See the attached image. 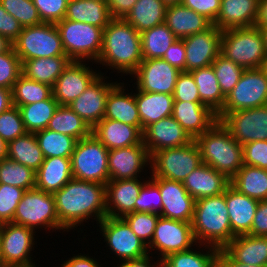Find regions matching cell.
Instances as JSON below:
<instances>
[{
	"instance_id": "33",
	"label": "cell",
	"mask_w": 267,
	"mask_h": 267,
	"mask_svg": "<svg viewBox=\"0 0 267 267\" xmlns=\"http://www.w3.org/2000/svg\"><path fill=\"white\" fill-rule=\"evenodd\" d=\"M135 100L141 120V132L151 123L157 122L173 113V95L150 93L137 90Z\"/></svg>"
},
{
	"instance_id": "29",
	"label": "cell",
	"mask_w": 267,
	"mask_h": 267,
	"mask_svg": "<svg viewBox=\"0 0 267 267\" xmlns=\"http://www.w3.org/2000/svg\"><path fill=\"white\" fill-rule=\"evenodd\" d=\"M164 23L177 39L205 31L213 25L209 19L182 4L167 6Z\"/></svg>"
},
{
	"instance_id": "19",
	"label": "cell",
	"mask_w": 267,
	"mask_h": 267,
	"mask_svg": "<svg viewBox=\"0 0 267 267\" xmlns=\"http://www.w3.org/2000/svg\"><path fill=\"white\" fill-rule=\"evenodd\" d=\"M82 61H70L52 87V95L59 105H69L81 96L99 75Z\"/></svg>"
},
{
	"instance_id": "7",
	"label": "cell",
	"mask_w": 267,
	"mask_h": 267,
	"mask_svg": "<svg viewBox=\"0 0 267 267\" xmlns=\"http://www.w3.org/2000/svg\"><path fill=\"white\" fill-rule=\"evenodd\" d=\"M55 25L66 56L71 61L92 59L97 62L102 49V28L65 18Z\"/></svg>"
},
{
	"instance_id": "68",
	"label": "cell",
	"mask_w": 267,
	"mask_h": 267,
	"mask_svg": "<svg viewBox=\"0 0 267 267\" xmlns=\"http://www.w3.org/2000/svg\"><path fill=\"white\" fill-rule=\"evenodd\" d=\"M8 143L0 137V161L7 158Z\"/></svg>"
},
{
	"instance_id": "71",
	"label": "cell",
	"mask_w": 267,
	"mask_h": 267,
	"mask_svg": "<svg viewBox=\"0 0 267 267\" xmlns=\"http://www.w3.org/2000/svg\"><path fill=\"white\" fill-rule=\"evenodd\" d=\"M261 69L264 71V73L267 75V56L262 64Z\"/></svg>"
},
{
	"instance_id": "35",
	"label": "cell",
	"mask_w": 267,
	"mask_h": 267,
	"mask_svg": "<svg viewBox=\"0 0 267 267\" xmlns=\"http://www.w3.org/2000/svg\"><path fill=\"white\" fill-rule=\"evenodd\" d=\"M71 60L68 57L35 58L22 63V75L51 87Z\"/></svg>"
},
{
	"instance_id": "56",
	"label": "cell",
	"mask_w": 267,
	"mask_h": 267,
	"mask_svg": "<svg viewBox=\"0 0 267 267\" xmlns=\"http://www.w3.org/2000/svg\"><path fill=\"white\" fill-rule=\"evenodd\" d=\"M245 165L267 170V140H257L242 145Z\"/></svg>"
},
{
	"instance_id": "31",
	"label": "cell",
	"mask_w": 267,
	"mask_h": 267,
	"mask_svg": "<svg viewBox=\"0 0 267 267\" xmlns=\"http://www.w3.org/2000/svg\"><path fill=\"white\" fill-rule=\"evenodd\" d=\"M73 178L70 157L44 158L36 171L35 188L54 194Z\"/></svg>"
},
{
	"instance_id": "2",
	"label": "cell",
	"mask_w": 267,
	"mask_h": 267,
	"mask_svg": "<svg viewBox=\"0 0 267 267\" xmlns=\"http://www.w3.org/2000/svg\"><path fill=\"white\" fill-rule=\"evenodd\" d=\"M143 61L140 33L125 19L113 18L103 29L97 63L132 74Z\"/></svg>"
},
{
	"instance_id": "6",
	"label": "cell",
	"mask_w": 267,
	"mask_h": 267,
	"mask_svg": "<svg viewBox=\"0 0 267 267\" xmlns=\"http://www.w3.org/2000/svg\"><path fill=\"white\" fill-rule=\"evenodd\" d=\"M109 150L93 135L77 141L71 154L73 178L106 185Z\"/></svg>"
},
{
	"instance_id": "45",
	"label": "cell",
	"mask_w": 267,
	"mask_h": 267,
	"mask_svg": "<svg viewBox=\"0 0 267 267\" xmlns=\"http://www.w3.org/2000/svg\"><path fill=\"white\" fill-rule=\"evenodd\" d=\"M0 183L27 191L36 186V172L7 157L0 161Z\"/></svg>"
},
{
	"instance_id": "40",
	"label": "cell",
	"mask_w": 267,
	"mask_h": 267,
	"mask_svg": "<svg viewBox=\"0 0 267 267\" xmlns=\"http://www.w3.org/2000/svg\"><path fill=\"white\" fill-rule=\"evenodd\" d=\"M47 129L69 135L77 141L92 134V128L67 105H59Z\"/></svg>"
},
{
	"instance_id": "17",
	"label": "cell",
	"mask_w": 267,
	"mask_h": 267,
	"mask_svg": "<svg viewBox=\"0 0 267 267\" xmlns=\"http://www.w3.org/2000/svg\"><path fill=\"white\" fill-rule=\"evenodd\" d=\"M160 188L162 198L161 217L192 222L196 200L187 192L183 183L161 177H152Z\"/></svg>"
},
{
	"instance_id": "11",
	"label": "cell",
	"mask_w": 267,
	"mask_h": 267,
	"mask_svg": "<svg viewBox=\"0 0 267 267\" xmlns=\"http://www.w3.org/2000/svg\"><path fill=\"white\" fill-rule=\"evenodd\" d=\"M267 105V75L261 68L244 70L236 86L225 99L218 121L229 112Z\"/></svg>"
},
{
	"instance_id": "44",
	"label": "cell",
	"mask_w": 267,
	"mask_h": 267,
	"mask_svg": "<svg viewBox=\"0 0 267 267\" xmlns=\"http://www.w3.org/2000/svg\"><path fill=\"white\" fill-rule=\"evenodd\" d=\"M52 95V87L21 75L12 88V103L23 106L41 102Z\"/></svg>"
},
{
	"instance_id": "48",
	"label": "cell",
	"mask_w": 267,
	"mask_h": 267,
	"mask_svg": "<svg viewBox=\"0 0 267 267\" xmlns=\"http://www.w3.org/2000/svg\"><path fill=\"white\" fill-rule=\"evenodd\" d=\"M1 6L23 27L42 24L33 0H0Z\"/></svg>"
},
{
	"instance_id": "54",
	"label": "cell",
	"mask_w": 267,
	"mask_h": 267,
	"mask_svg": "<svg viewBox=\"0 0 267 267\" xmlns=\"http://www.w3.org/2000/svg\"><path fill=\"white\" fill-rule=\"evenodd\" d=\"M38 14L45 23H57L65 18L68 1L66 0H33Z\"/></svg>"
},
{
	"instance_id": "15",
	"label": "cell",
	"mask_w": 267,
	"mask_h": 267,
	"mask_svg": "<svg viewBox=\"0 0 267 267\" xmlns=\"http://www.w3.org/2000/svg\"><path fill=\"white\" fill-rule=\"evenodd\" d=\"M196 240L191 222H183L159 217L151 243L147 248H156L161 252L160 261L169 254L191 249ZM162 258V259H161Z\"/></svg>"
},
{
	"instance_id": "32",
	"label": "cell",
	"mask_w": 267,
	"mask_h": 267,
	"mask_svg": "<svg viewBox=\"0 0 267 267\" xmlns=\"http://www.w3.org/2000/svg\"><path fill=\"white\" fill-rule=\"evenodd\" d=\"M123 87L118 83L109 91L104 118L136 126L141 131V120L135 95L124 94Z\"/></svg>"
},
{
	"instance_id": "65",
	"label": "cell",
	"mask_w": 267,
	"mask_h": 267,
	"mask_svg": "<svg viewBox=\"0 0 267 267\" xmlns=\"http://www.w3.org/2000/svg\"><path fill=\"white\" fill-rule=\"evenodd\" d=\"M12 106V89L0 87V114Z\"/></svg>"
},
{
	"instance_id": "39",
	"label": "cell",
	"mask_w": 267,
	"mask_h": 267,
	"mask_svg": "<svg viewBox=\"0 0 267 267\" xmlns=\"http://www.w3.org/2000/svg\"><path fill=\"white\" fill-rule=\"evenodd\" d=\"M7 157L35 172L44 161L35 133L29 132L8 142Z\"/></svg>"
},
{
	"instance_id": "50",
	"label": "cell",
	"mask_w": 267,
	"mask_h": 267,
	"mask_svg": "<svg viewBox=\"0 0 267 267\" xmlns=\"http://www.w3.org/2000/svg\"><path fill=\"white\" fill-rule=\"evenodd\" d=\"M22 75V62L12 47L0 54V87L12 89Z\"/></svg>"
},
{
	"instance_id": "63",
	"label": "cell",
	"mask_w": 267,
	"mask_h": 267,
	"mask_svg": "<svg viewBox=\"0 0 267 267\" xmlns=\"http://www.w3.org/2000/svg\"><path fill=\"white\" fill-rule=\"evenodd\" d=\"M62 267H100L97 261L93 258H89L87 255L73 256L68 261L62 264Z\"/></svg>"
},
{
	"instance_id": "64",
	"label": "cell",
	"mask_w": 267,
	"mask_h": 267,
	"mask_svg": "<svg viewBox=\"0 0 267 267\" xmlns=\"http://www.w3.org/2000/svg\"><path fill=\"white\" fill-rule=\"evenodd\" d=\"M147 254L144 257L138 258V259H132V260H126L123 261L120 266L118 267H161V261H158L159 263H155L157 265H151L150 263V256Z\"/></svg>"
},
{
	"instance_id": "28",
	"label": "cell",
	"mask_w": 267,
	"mask_h": 267,
	"mask_svg": "<svg viewBox=\"0 0 267 267\" xmlns=\"http://www.w3.org/2000/svg\"><path fill=\"white\" fill-rule=\"evenodd\" d=\"M259 201L248 197L229 185L226 188V205L233 235H248Z\"/></svg>"
},
{
	"instance_id": "38",
	"label": "cell",
	"mask_w": 267,
	"mask_h": 267,
	"mask_svg": "<svg viewBox=\"0 0 267 267\" xmlns=\"http://www.w3.org/2000/svg\"><path fill=\"white\" fill-rule=\"evenodd\" d=\"M198 87L202 104L218 114L225 103L226 97L222 94L212 65L190 71Z\"/></svg>"
},
{
	"instance_id": "30",
	"label": "cell",
	"mask_w": 267,
	"mask_h": 267,
	"mask_svg": "<svg viewBox=\"0 0 267 267\" xmlns=\"http://www.w3.org/2000/svg\"><path fill=\"white\" fill-rule=\"evenodd\" d=\"M223 249L242 264L267 267V237L236 236Z\"/></svg>"
},
{
	"instance_id": "52",
	"label": "cell",
	"mask_w": 267,
	"mask_h": 267,
	"mask_svg": "<svg viewBox=\"0 0 267 267\" xmlns=\"http://www.w3.org/2000/svg\"><path fill=\"white\" fill-rule=\"evenodd\" d=\"M25 192L20 187L0 183V224L13 221L17 205Z\"/></svg>"
},
{
	"instance_id": "8",
	"label": "cell",
	"mask_w": 267,
	"mask_h": 267,
	"mask_svg": "<svg viewBox=\"0 0 267 267\" xmlns=\"http://www.w3.org/2000/svg\"><path fill=\"white\" fill-rule=\"evenodd\" d=\"M13 48L23 63L35 58L67 57L54 23L23 27Z\"/></svg>"
},
{
	"instance_id": "72",
	"label": "cell",
	"mask_w": 267,
	"mask_h": 267,
	"mask_svg": "<svg viewBox=\"0 0 267 267\" xmlns=\"http://www.w3.org/2000/svg\"><path fill=\"white\" fill-rule=\"evenodd\" d=\"M0 267H5L1 259V254H0Z\"/></svg>"
},
{
	"instance_id": "4",
	"label": "cell",
	"mask_w": 267,
	"mask_h": 267,
	"mask_svg": "<svg viewBox=\"0 0 267 267\" xmlns=\"http://www.w3.org/2000/svg\"><path fill=\"white\" fill-rule=\"evenodd\" d=\"M201 161L232 179L244 165L243 148L230 132L217 121L209 130L194 139Z\"/></svg>"
},
{
	"instance_id": "13",
	"label": "cell",
	"mask_w": 267,
	"mask_h": 267,
	"mask_svg": "<svg viewBox=\"0 0 267 267\" xmlns=\"http://www.w3.org/2000/svg\"><path fill=\"white\" fill-rule=\"evenodd\" d=\"M219 121L241 145L267 140V105L229 112Z\"/></svg>"
},
{
	"instance_id": "60",
	"label": "cell",
	"mask_w": 267,
	"mask_h": 267,
	"mask_svg": "<svg viewBox=\"0 0 267 267\" xmlns=\"http://www.w3.org/2000/svg\"><path fill=\"white\" fill-rule=\"evenodd\" d=\"M248 235L267 237V199L259 201Z\"/></svg>"
},
{
	"instance_id": "47",
	"label": "cell",
	"mask_w": 267,
	"mask_h": 267,
	"mask_svg": "<svg viewBox=\"0 0 267 267\" xmlns=\"http://www.w3.org/2000/svg\"><path fill=\"white\" fill-rule=\"evenodd\" d=\"M222 94L227 97L236 86L245 69L226 58L221 53L211 64Z\"/></svg>"
},
{
	"instance_id": "18",
	"label": "cell",
	"mask_w": 267,
	"mask_h": 267,
	"mask_svg": "<svg viewBox=\"0 0 267 267\" xmlns=\"http://www.w3.org/2000/svg\"><path fill=\"white\" fill-rule=\"evenodd\" d=\"M222 33L214 24L207 30L183 39L186 51V72L210 66L221 53Z\"/></svg>"
},
{
	"instance_id": "62",
	"label": "cell",
	"mask_w": 267,
	"mask_h": 267,
	"mask_svg": "<svg viewBox=\"0 0 267 267\" xmlns=\"http://www.w3.org/2000/svg\"><path fill=\"white\" fill-rule=\"evenodd\" d=\"M216 267H261L246 265L234 260L223 248L218 249L216 256Z\"/></svg>"
},
{
	"instance_id": "61",
	"label": "cell",
	"mask_w": 267,
	"mask_h": 267,
	"mask_svg": "<svg viewBox=\"0 0 267 267\" xmlns=\"http://www.w3.org/2000/svg\"><path fill=\"white\" fill-rule=\"evenodd\" d=\"M137 0H107L113 18H125Z\"/></svg>"
},
{
	"instance_id": "37",
	"label": "cell",
	"mask_w": 267,
	"mask_h": 267,
	"mask_svg": "<svg viewBox=\"0 0 267 267\" xmlns=\"http://www.w3.org/2000/svg\"><path fill=\"white\" fill-rule=\"evenodd\" d=\"M166 8L162 0H137L124 19L141 33L164 23Z\"/></svg>"
},
{
	"instance_id": "1",
	"label": "cell",
	"mask_w": 267,
	"mask_h": 267,
	"mask_svg": "<svg viewBox=\"0 0 267 267\" xmlns=\"http://www.w3.org/2000/svg\"><path fill=\"white\" fill-rule=\"evenodd\" d=\"M60 225L68 230L92 215L100 222L106 213V185L72 178L55 192Z\"/></svg>"
},
{
	"instance_id": "53",
	"label": "cell",
	"mask_w": 267,
	"mask_h": 267,
	"mask_svg": "<svg viewBox=\"0 0 267 267\" xmlns=\"http://www.w3.org/2000/svg\"><path fill=\"white\" fill-rule=\"evenodd\" d=\"M161 211L162 198L160 195V188L152 180H148L144 183L139 196L136 198L135 212L160 214Z\"/></svg>"
},
{
	"instance_id": "49",
	"label": "cell",
	"mask_w": 267,
	"mask_h": 267,
	"mask_svg": "<svg viewBox=\"0 0 267 267\" xmlns=\"http://www.w3.org/2000/svg\"><path fill=\"white\" fill-rule=\"evenodd\" d=\"M159 214L151 212H132L122 217L131 230L147 246L151 243ZM147 240V241H146Z\"/></svg>"
},
{
	"instance_id": "10",
	"label": "cell",
	"mask_w": 267,
	"mask_h": 267,
	"mask_svg": "<svg viewBox=\"0 0 267 267\" xmlns=\"http://www.w3.org/2000/svg\"><path fill=\"white\" fill-rule=\"evenodd\" d=\"M12 223L35 230L46 226L63 230L60 225L53 194L37 188L27 190L14 213Z\"/></svg>"
},
{
	"instance_id": "59",
	"label": "cell",
	"mask_w": 267,
	"mask_h": 267,
	"mask_svg": "<svg viewBox=\"0 0 267 267\" xmlns=\"http://www.w3.org/2000/svg\"><path fill=\"white\" fill-rule=\"evenodd\" d=\"M23 26L0 4V35L14 42L22 32Z\"/></svg>"
},
{
	"instance_id": "22",
	"label": "cell",
	"mask_w": 267,
	"mask_h": 267,
	"mask_svg": "<svg viewBox=\"0 0 267 267\" xmlns=\"http://www.w3.org/2000/svg\"><path fill=\"white\" fill-rule=\"evenodd\" d=\"M142 134L150 156L158 150L184 146L193 140L172 115L151 123Z\"/></svg>"
},
{
	"instance_id": "14",
	"label": "cell",
	"mask_w": 267,
	"mask_h": 267,
	"mask_svg": "<svg viewBox=\"0 0 267 267\" xmlns=\"http://www.w3.org/2000/svg\"><path fill=\"white\" fill-rule=\"evenodd\" d=\"M99 224L108 246L123 261L144 257L150 251L122 218L106 216Z\"/></svg>"
},
{
	"instance_id": "5",
	"label": "cell",
	"mask_w": 267,
	"mask_h": 267,
	"mask_svg": "<svg viewBox=\"0 0 267 267\" xmlns=\"http://www.w3.org/2000/svg\"><path fill=\"white\" fill-rule=\"evenodd\" d=\"M221 54L245 70L261 68L267 51L259 27L254 25L223 31Z\"/></svg>"
},
{
	"instance_id": "41",
	"label": "cell",
	"mask_w": 267,
	"mask_h": 267,
	"mask_svg": "<svg viewBox=\"0 0 267 267\" xmlns=\"http://www.w3.org/2000/svg\"><path fill=\"white\" fill-rule=\"evenodd\" d=\"M142 58L162 59L169 47L177 40L165 23L140 33Z\"/></svg>"
},
{
	"instance_id": "26",
	"label": "cell",
	"mask_w": 267,
	"mask_h": 267,
	"mask_svg": "<svg viewBox=\"0 0 267 267\" xmlns=\"http://www.w3.org/2000/svg\"><path fill=\"white\" fill-rule=\"evenodd\" d=\"M92 134L108 150L143 144V134L136 126L113 119L103 118L92 128Z\"/></svg>"
},
{
	"instance_id": "46",
	"label": "cell",
	"mask_w": 267,
	"mask_h": 267,
	"mask_svg": "<svg viewBox=\"0 0 267 267\" xmlns=\"http://www.w3.org/2000/svg\"><path fill=\"white\" fill-rule=\"evenodd\" d=\"M218 248L211 246L207 253L190 249L175 252L161 260V267H216Z\"/></svg>"
},
{
	"instance_id": "20",
	"label": "cell",
	"mask_w": 267,
	"mask_h": 267,
	"mask_svg": "<svg viewBox=\"0 0 267 267\" xmlns=\"http://www.w3.org/2000/svg\"><path fill=\"white\" fill-rule=\"evenodd\" d=\"M103 79L101 74L98 75L83 94L68 105L91 128L104 118L108 93L116 85L106 84Z\"/></svg>"
},
{
	"instance_id": "9",
	"label": "cell",
	"mask_w": 267,
	"mask_h": 267,
	"mask_svg": "<svg viewBox=\"0 0 267 267\" xmlns=\"http://www.w3.org/2000/svg\"><path fill=\"white\" fill-rule=\"evenodd\" d=\"M152 177L182 182L200 164L201 155L194 139L184 146L165 148L151 155Z\"/></svg>"
},
{
	"instance_id": "23",
	"label": "cell",
	"mask_w": 267,
	"mask_h": 267,
	"mask_svg": "<svg viewBox=\"0 0 267 267\" xmlns=\"http://www.w3.org/2000/svg\"><path fill=\"white\" fill-rule=\"evenodd\" d=\"M172 116L192 139L202 135L218 121L217 114L202 102L174 101Z\"/></svg>"
},
{
	"instance_id": "21",
	"label": "cell",
	"mask_w": 267,
	"mask_h": 267,
	"mask_svg": "<svg viewBox=\"0 0 267 267\" xmlns=\"http://www.w3.org/2000/svg\"><path fill=\"white\" fill-rule=\"evenodd\" d=\"M151 156L144 144L109 150L108 170L110 180L135 179Z\"/></svg>"
},
{
	"instance_id": "34",
	"label": "cell",
	"mask_w": 267,
	"mask_h": 267,
	"mask_svg": "<svg viewBox=\"0 0 267 267\" xmlns=\"http://www.w3.org/2000/svg\"><path fill=\"white\" fill-rule=\"evenodd\" d=\"M65 19L91 24L104 29L113 19L107 2L72 0L68 2Z\"/></svg>"
},
{
	"instance_id": "42",
	"label": "cell",
	"mask_w": 267,
	"mask_h": 267,
	"mask_svg": "<svg viewBox=\"0 0 267 267\" xmlns=\"http://www.w3.org/2000/svg\"><path fill=\"white\" fill-rule=\"evenodd\" d=\"M58 107L53 95L41 102L18 106L25 129L29 133L46 129Z\"/></svg>"
},
{
	"instance_id": "3",
	"label": "cell",
	"mask_w": 267,
	"mask_h": 267,
	"mask_svg": "<svg viewBox=\"0 0 267 267\" xmlns=\"http://www.w3.org/2000/svg\"><path fill=\"white\" fill-rule=\"evenodd\" d=\"M191 225L196 243L200 245L205 241L208 248L221 249L231 242L235 236L226 205V190L220 195L196 200Z\"/></svg>"
},
{
	"instance_id": "27",
	"label": "cell",
	"mask_w": 267,
	"mask_h": 267,
	"mask_svg": "<svg viewBox=\"0 0 267 267\" xmlns=\"http://www.w3.org/2000/svg\"><path fill=\"white\" fill-rule=\"evenodd\" d=\"M259 0H221L214 25L221 31L254 26Z\"/></svg>"
},
{
	"instance_id": "55",
	"label": "cell",
	"mask_w": 267,
	"mask_h": 267,
	"mask_svg": "<svg viewBox=\"0 0 267 267\" xmlns=\"http://www.w3.org/2000/svg\"><path fill=\"white\" fill-rule=\"evenodd\" d=\"M174 101L201 102L198 87L190 72H181L173 93Z\"/></svg>"
},
{
	"instance_id": "25",
	"label": "cell",
	"mask_w": 267,
	"mask_h": 267,
	"mask_svg": "<svg viewBox=\"0 0 267 267\" xmlns=\"http://www.w3.org/2000/svg\"><path fill=\"white\" fill-rule=\"evenodd\" d=\"M182 183L187 192L198 200L224 193L230 185V179L211 166L202 163Z\"/></svg>"
},
{
	"instance_id": "12",
	"label": "cell",
	"mask_w": 267,
	"mask_h": 267,
	"mask_svg": "<svg viewBox=\"0 0 267 267\" xmlns=\"http://www.w3.org/2000/svg\"><path fill=\"white\" fill-rule=\"evenodd\" d=\"M34 230L12 222L0 224V254L5 267L35 266L29 258Z\"/></svg>"
},
{
	"instance_id": "57",
	"label": "cell",
	"mask_w": 267,
	"mask_h": 267,
	"mask_svg": "<svg viewBox=\"0 0 267 267\" xmlns=\"http://www.w3.org/2000/svg\"><path fill=\"white\" fill-rule=\"evenodd\" d=\"M221 0H182L181 4L203 15L213 24L220 11Z\"/></svg>"
},
{
	"instance_id": "24",
	"label": "cell",
	"mask_w": 267,
	"mask_h": 267,
	"mask_svg": "<svg viewBox=\"0 0 267 267\" xmlns=\"http://www.w3.org/2000/svg\"><path fill=\"white\" fill-rule=\"evenodd\" d=\"M143 185L137 178L109 180L106 184L107 216L122 218L128 213L135 212V201Z\"/></svg>"
},
{
	"instance_id": "51",
	"label": "cell",
	"mask_w": 267,
	"mask_h": 267,
	"mask_svg": "<svg viewBox=\"0 0 267 267\" xmlns=\"http://www.w3.org/2000/svg\"><path fill=\"white\" fill-rule=\"evenodd\" d=\"M26 133L27 131L17 106L13 105L0 114V137L7 143Z\"/></svg>"
},
{
	"instance_id": "70",
	"label": "cell",
	"mask_w": 267,
	"mask_h": 267,
	"mask_svg": "<svg viewBox=\"0 0 267 267\" xmlns=\"http://www.w3.org/2000/svg\"><path fill=\"white\" fill-rule=\"evenodd\" d=\"M182 0H162L166 6L181 4Z\"/></svg>"
},
{
	"instance_id": "58",
	"label": "cell",
	"mask_w": 267,
	"mask_h": 267,
	"mask_svg": "<svg viewBox=\"0 0 267 267\" xmlns=\"http://www.w3.org/2000/svg\"><path fill=\"white\" fill-rule=\"evenodd\" d=\"M180 72H186V51L183 39H177L162 58Z\"/></svg>"
},
{
	"instance_id": "36",
	"label": "cell",
	"mask_w": 267,
	"mask_h": 267,
	"mask_svg": "<svg viewBox=\"0 0 267 267\" xmlns=\"http://www.w3.org/2000/svg\"><path fill=\"white\" fill-rule=\"evenodd\" d=\"M238 192L258 201L267 199V170L243 165L230 180Z\"/></svg>"
},
{
	"instance_id": "43",
	"label": "cell",
	"mask_w": 267,
	"mask_h": 267,
	"mask_svg": "<svg viewBox=\"0 0 267 267\" xmlns=\"http://www.w3.org/2000/svg\"><path fill=\"white\" fill-rule=\"evenodd\" d=\"M35 135L44 158L71 157L77 143L75 138L47 128L35 132Z\"/></svg>"
},
{
	"instance_id": "16",
	"label": "cell",
	"mask_w": 267,
	"mask_h": 267,
	"mask_svg": "<svg viewBox=\"0 0 267 267\" xmlns=\"http://www.w3.org/2000/svg\"><path fill=\"white\" fill-rule=\"evenodd\" d=\"M181 72L163 59L143 60L131 74L137 78V90L173 95Z\"/></svg>"
},
{
	"instance_id": "69",
	"label": "cell",
	"mask_w": 267,
	"mask_h": 267,
	"mask_svg": "<svg viewBox=\"0 0 267 267\" xmlns=\"http://www.w3.org/2000/svg\"><path fill=\"white\" fill-rule=\"evenodd\" d=\"M258 27L262 33L264 44H265V49L267 51V26H258Z\"/></svg>"
},
{
	"instance_id": "66",
	"label": "cell",
	"mask_w": 267,
	"mask_h": 267,
	"mask_svg": "<svg viewBox=\"0 0 267 267\" xmlns=\"http://www.w3.org/2000/svg\"><path fill=\"white\" fill-rule=\"evenodd\" d=\"M256 26H267V0H259Z\"/></svg>"
},
{
	"instance_id": "67",
	"label": "cell",
	"mask_w": 267,
	"mask_h": 267,
	"mask_svg": "<svg viewBox=\"0 0 267 267\" xmlns=\"http://www.w3.org/2000/svg\"><path fill=\"white\" fill-rule=\"evenodd\" d=\"M13 47V42H11L7 37L0 35V54L8 52Z\"/></svg>"
}]
</instances>
